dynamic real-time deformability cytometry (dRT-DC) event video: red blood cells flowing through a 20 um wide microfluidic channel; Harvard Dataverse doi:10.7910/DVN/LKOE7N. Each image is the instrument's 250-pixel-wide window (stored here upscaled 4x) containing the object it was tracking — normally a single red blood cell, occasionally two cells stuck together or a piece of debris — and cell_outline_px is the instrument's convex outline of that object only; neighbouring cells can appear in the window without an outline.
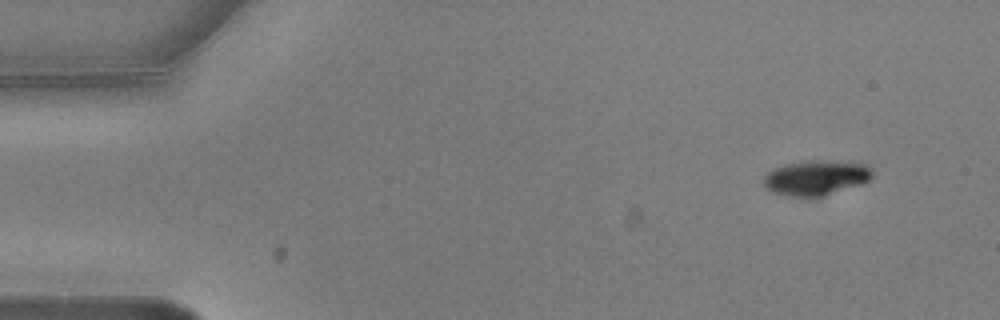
{"species": "common noctule bat (a hibernating species)", "species_latin": "Nyctalus noctula", "temperature_condition": "warm", "stored_images_in_passage": 9, "camera_frame_rate_fps": 3000, "um_per_image_px": 0.085, "animal": {"sex": "male", "body_mass_g": 20.5, "forearm_length_mm": 52.5}, "frame": {"image": 1, "passage_image": 1, "time_ms": 0.0, "image_size_px": [1000, 320], "cell_outline_px": [[872, 176], [864, 184], [824, 196], [788, 196], [772, 192], [764, 184], [764, 176], [772, 168], [784, 164], [808, 160], [852, 160], [868, 164], [872, 168]], "centroid_in_image_um": [69.44, 15.07], "position_along_channel_um": 15.6, "area_um2": 22.77}}
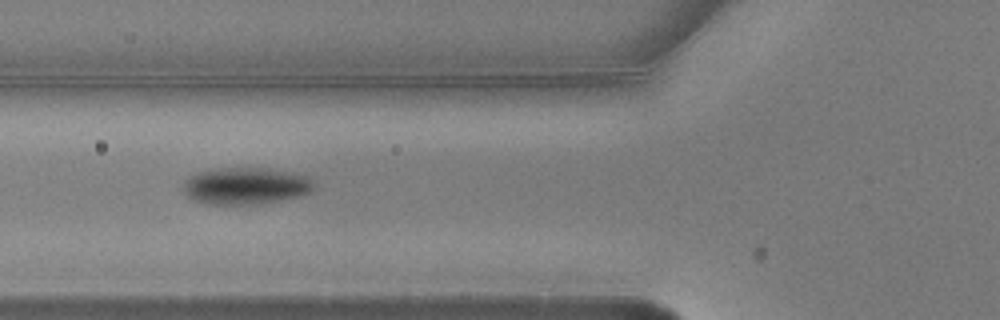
{"frame": {"image": 2, "passage_image": 5, "time_ms": 1.333, "image_size_px": [1000, 320], "cell_outline_px": [[312, 188], [308, 192], [296, 196], [264, 204], [208, 204], [192, 200], [184, 192], [184, 180], [200, 172], [212, 168], [268, 168], [308, 176], [312, 180]], "centroid_in_image_um": [20.84, 15.8], "position_along_channel_um": 105.0, "area_um2": 27.86}}
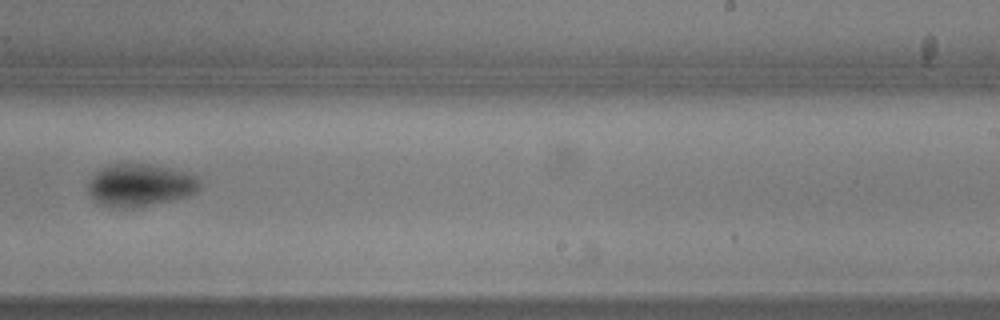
{"frame": {"image": 3, "passage_image": 9, "time_ms": 2.667, "image_size_px": [1000, 320], "cell_outline_px": [[200, 188], [196, 192], [188, 196], [136, 208], [116, 208], [100, 204], [92, 200], [88, 192], [88, 184], [92, 176], [96, 172], [112, 164], [148, 164], [172, 168], [188, 172], [196, 176], [200, 180]], "centroid_in_image_um": [11.92, 15.75], "position_along_channel_um": 277.1, "area_um2": 27.86}}